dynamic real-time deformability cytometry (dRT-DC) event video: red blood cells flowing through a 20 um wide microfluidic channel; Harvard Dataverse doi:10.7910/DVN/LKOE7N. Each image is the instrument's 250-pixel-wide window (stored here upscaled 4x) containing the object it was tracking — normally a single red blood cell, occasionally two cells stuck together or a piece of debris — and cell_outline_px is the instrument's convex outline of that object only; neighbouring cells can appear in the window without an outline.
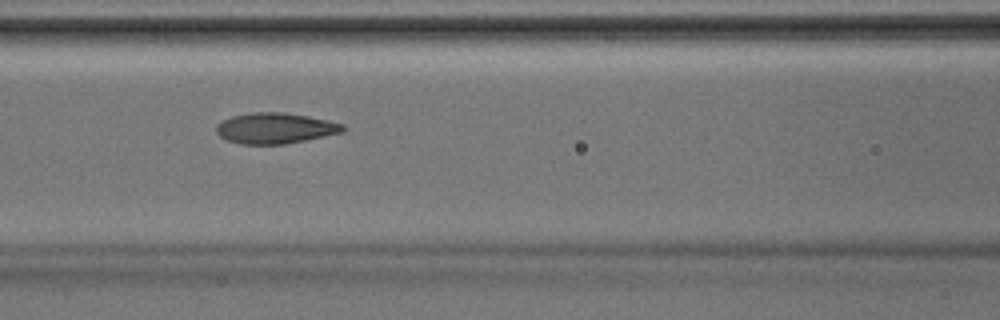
{"species": "Egyptian fruit bat (a non-hibernating species)", "species_latin": "Rousettus aegyptiacus", "temperature_condition": "room temperature", "stored_images_in_passage": 6, "camera_frame_rate_fps": 3000, "um_per_image_px": 0.085, "animal": {"sex": "male"}, "frame": {"image": 1, "passage_image": 5, "time_ms": 1.333, "image_size_px": [1000, 320], "cell_outline_px": [[348, 128], [344, 132], [284, 144], [240, 144], [228, 140], [220, 136], [216, 132], [216, 124], [232, 116], [252, 112], [284, 112], [308, 116], [328, 120], [344, 124]], "centroid_in_image_um": [23.42, 10.89], "position_along_channel_um": 143.2, "area_um2": 22.72}}
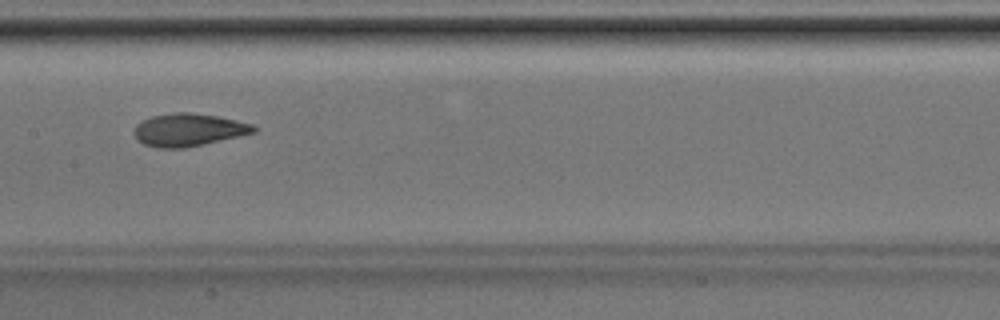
{"frame": {"image": 2, "passage_image": 6, "time_ms": 1.667, "image_size_px": [1000, 320], "cell_outline_px": [[256, 132], [240, 136], [184, 148], [160, 148], [144, 144], [136, 140], [132, 132], [136, 124], [152, 116], [176, 112], [192, 112], [216, 116], [236, 120], [252, 124], [256, 128]], "centroid_in_image_um": [15.99, 11.04], "position_along_channel_um": 191.4, "area_um2": 22.77}}